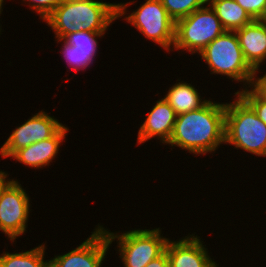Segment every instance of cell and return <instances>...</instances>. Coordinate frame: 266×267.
Wrapping results in <instances>:
<instances>
[{
    "label": "cell",
    "mask_w": 266,
    "mask_h": 267,
    "mask_svg": "<svg viewBox=\"0 0 266 267\" xmlns=\"http://www.w3.org/2000/svg\"><path fill=\"white\" fill-rule=\"evenodd\" d=\"M225 142V103L208 101L199 109L177 115L168 145L196 155L215 153Z\"/></svg>",
    "instance_id": "6da1fadb"
},
{
    "label": "cell",
    "mask_w": 266,
    "mask_h": 267,
    "mask_svg": "<svg viewBox=\"0 0 266 267\" xmlns=\"http://www.w3.org/2000/svg\"><path fill=\"white\" fill-rule=\"evenodd\" d=\"M129 3H107L101 0H65L44 21L54 31L56 39L77 31L106 33L108 27L126 16ZM128 4V5H127Z\"/></svg>",
    "instance_id": "7a4b0ae2"
},
{
    "label": "cell",
    "mask_w": 266,
    "mask_h": 267,
    "mask_svg": "<svg viewBox=\"0 0 266 267\" xmlns=\"http://www.w3.org/2000/svg\"><path fill=\"white\" fill-rule=\"evenodd\" d=\"M225 103V142L235 149L266 157V124L253 108L237 93Z\"/></svg>",
    "instance_id": "3957f363"
},
{
    "label": "cell",
    "mask_w": 266,
    "mask_h": 267,
    "mask_svg": "<svg viewBox=\"0 0 266 267\" xmlns=\"http://www.w3.org/2000/svg\"><path fill=\"white\" fill-rule=\"evenodd\" d=\"M201 59L208 65L210 74L229 77L237 82L252 85L257 72L248 64L241 50L235 31H225L200 53ZM245 85V86H244Z\"/></svg>",
    "instance_id": "277c9868"
},
{
    "label": "cell",
    "mask_w": 266,
    "mask_h": 267,
    "mask_svg": "<svg viewBox=\"0 0 266 267\" xmlns=\"http://www.w3.org/2000/svg\"><path fill=\"white\" fill-rule=\"evenodd\" d=\"M99 226L105 231L110 244L115 239L118 242L117 251L124 267H146L150 261L165 252L169 240L163 236L160 228L151 230L139 228L118 234L105 229L102 225Z\"/></svg>",
    "instance_id": "5b68a950"
},
{
    "label": "cell",
    "mask_w": 266,
    "mask_h": 267,
    "mask_svg": "<svg viewBox=\"0 0 266 267\" xmlns=\"http://www.w3.org/2000/svg\"><path fill=\"white\" fill-rule=\"evenodd\" d=\"M224 29L214 10L207 5L175 22V41L172 51L183 50L199 54L209 43L223 34ZM194 53V54H193Z\"/></svg>",
    "instance_id": "8992f818"
},
{
    "label": "cell",
    "mask_w": 266,
    "mask_h": 267,
    "mask_svg": "<svg viewBox=\"0 0 266 267\" xmlns=\"http://www.w3.org/2000/svg\"><path fill=\"white\" fill-rule=\"evenodd\" d=\"M146 39L158 44L168 53L175 41V22L168 15L161 0H145L138 9L124 18Z\"/></svg>",
    "instance_id": "52a82bcc"
},
{
    "label": "cell",
    "mask_w": 266,
    "mask_h": 267,
    "mask_svg": "<svg viewBox=\"0 0 266 267\" xmlns=\"http://www.w3.org/2000/svg\"><path fill=\"white\" fill-rule=\"evenodd\" d=\"M29 199L16 179H10L0 190V231L11 242L26 232L31 211Z\"/></svg>",
    "instance_id": "ba28073f"
},
{
    "label": "cell",
    "mask_w": 266,
    "mask_h": 267,
    "mask_svg": "<svg viewBox=\"0 0 266 267\" xmlns=\"http://www.w3.org/2000/svg\"><path fill=\"white\" fill-rule=\"evenodd\" d=\"M25 121L22 125L15 127L3 143L0 148L1 157L11 158L17 150L52 137L63 126L58 119L43 110Z\"/></svg>",
    "instance_id": "9c48e42d"
},
{
    "label": "cell",
    "mask_w": 266,
    "mask_h": 267,
    "mask_svg": "<svg viewBox=\"0 0 266 267\" xmlns=\"http://www.w3.org/2000/svg\"><path fill=\"white\" fill-rule=\"evenodd\" d=\"M110 245L105 231L98 224L75 249L51 258L49 267H101Z\"/></svg>",
    "instance_id": "30bf717a"
},
{
    "label": "cell",
    "mask_w": 266,
    "mask_h": 267,
    "mask_svg": "<svg viewBox=\"0 0 266 267\" xmlns=\"http://www.w3.org/2000/svg\"><path fill=\"white\" fill-rule=\"evenodd\" d=\"M202 242L195 234H188L177 241L169 239L165 249L169 267H219Z\"/></svg>",
    "instance_id": "8fae6325"
},
{
    "label": "cell",
    "mask_w": 266,
    "mask_h": 267,
    "mask_svg": "<svg viewBox=\"0 0 266 267\" xmlns=\"http://www.w3.org/2000/svg\"><path fill=\"white\" fill-rule=\"evenodd\" d=\"M105 33L77 31L66 35L62 40L57 39V43L63 42L60 53L65 57L71 69L77 71L86 70L92 65L98 48V39Z\"/></svg>",
    "instance_id": "7c38bea8"
},
{
    "label": "cell",
    "mask_w": 266,
    "mask_h": 267,
    "mask_svg": "<svg viewBox=\"0 0 266 267\" xmlns=\"http://www.w3.org/2000/svg\"><path fill=\"white\" fill-rule=\"evenodd\" d=\"M155 103L140 126L136 143L138 145L156 137L161 143L167 145L171 138L177 114L165 98Z\"/></svg>",
    "instance_id": "4fadbf2b"
},
{
    "label": "cell",
    "mask_w": 266,
    "mask_h": 267,
    "mask_svg": "<svg viewBox=\"0 0 266 267\" xmlns=\"http://www.w3.org/2000/svg\"><path fill=\"white\" fill-rule=\"evenodd\" d=\"M69 128L63 125L52 137L35 142L17 150L11 157L16 162L32 168L49 166L59 152V147L68 133Z\"/></svg>",
    "instance_id": "5bb4252c"
},
{
    "label": "cell",
    "mask_w": 266,
    "mask_h": 267,
    "mask_svg": "<svg viewBox=\"0 0 266 267\" xmlns=\"http://www.w3.org/2000/svg\"><path fill=\"white\" fill-rule=\"evenodd\" d=\"M235 32L245 60L256 72H260L259 68L266 60V22L254 20Z\"/></svg>",
    "instance_id": "9a60e30c"
},
{
    "label": "cell",
    "mask_w": 266,
    "mask_h": 267,
    "mask_svg": "<svg viewBox=\"0 0 266 267\" xmlns=\"http://www.w3.org/2000/svg\"><path fill=\"white\" fill-rule=\"evenodd\" d=\"M164 96L177 115L199 109L208 100L201 99L198 90L190 83L176 82Z\"/></svg>",
    "instance_id": "2e32d148"
},
{
    "label": "cell",
    "mask_w": 266,
    "mask_h": 267,
    "mask_svg": "<svg viewBox=\"0 0 266 267\" xmlns=\"http://www.w3.org/2000/svg\"><path fill=\"white\" fill-rule=\"evenodd\" d=\"M226 31H236L254 19L235 0H208Z\"/></svg>",
    "instance_id": "e0dca14e"
},
{
    "label": "cell",
    "mask_w": 266,
    "mask_h": 267,
    "mask_svg": "<svg viewBox=\"0 0 266 267\" xmlns=\"http://www.w3.org/2000/svg\"><path fill=\"white\" fill-rule=\"evenodd\" d=\"M45 244L20 253L4 252L0 255V267H49V260H44Z\"/></svg>",
    "instance_id": "ac0fdd59"
},
{
    "label": "cell",
    "mask_w": 266,
    "mask_h": 267,
    "mask_svg": "<svg viewBox=\"0 0 266 267\" xmlns=\"http://www.w3.org/2000/svg\"><path fill=\"white\" fill-rule=\"evenodd\" d=\"M161 2L168 15L176 22L205 6L208 0H161Z\"/></svg>",
    "instance_id": "d6986e66"
},
{
    "label": "cell",
    "mask_w": 266,
    "mask_h": 267,
    "mask_svg": "<svg viewBox=\"0 0 266 267\" xmlns=\"http://www.w3.org/2000/svg\"><path fill=\"white\" fill-rule=\"evenodd\" d=\"M237 93L253 108L259 119L266 124V100L252 86H246L241 91L237 90Z\"/></svg>",
    "instance_id": "ffe728a7"
},
{
    "label": "cell",
    "mask_w": 266,
    "mask_h": 267,
    "mask_svg": "<svg viewBox=\"0 0 266 267\" xmlns=\"http://www.w3.org/2000/svg\"><path fill=\"white\" fill-rule=\"evenodd\" d=\"M29 2V8L40 15L42 22L65 0H23ZM32 3V4H31Z\"/></svg>",
    "instance_id": "44dd1931"
},
{
    "label": "cell",
    "mask_w": 266,
    "mask_h": 267,
    "mask_svg": "<svg viewBox=\"0 0 266 267\" xmlns=\"http://www.w3.org/2000/svg\"><path fill=\"white\" fill-rule=\"evenodd\" d=\"M254 20L266 15V0H235Z\"/></svg>",
    "instance_id": "7402d4cb"
},
{
    "label": "cell",
    "mask_w": 266,
    "mask_h": 267,
    "mask_svg": "<svg viewBox=\"0 0 266 267\" xmlns=\"http://www.w3.org/2000/svg\"><path fill=\"white\" fill-rule=\"evenodd\" d=\"M258 77L255 76L251 86L266 100V73Z\"/></svg>",
    "instance_id": "603a6c76"
},
{
    "label": "cell",
    "mask_w": 266,
    "mask_h": 267,
    "mask_svg": "<svg viewBox=\"0 0 266 267\" xmlns=\"http://www.w3.org/2000/svg\"><path fill=\"white\" fill-rule=\"evenodd\" d=\"M146 267H169V260L166 251L158 258L150 261Z\"/></svg>",
    "instance_id": "cb8c5ba5"
},
{
    "label": "cell",
    "mask_w": 266,
    "mask_h": 267,
    "mask_svg": "<svg viewBox=\"0 0 266 267\" xmlns=\"http://www.w3.org/2000/svg\"><path fill=\"white\" fill-rule=\"evenodd\" d=\"M8 176H9V174L6 172L5 173V171H0V190L4 187V185L10 180V178L9 179H7L8 178ZM7 179V180H6Z\"/></svg>",
    "instance_id": "d4e9b609"
},
{
    "label": "cell",
    "mask_w": 266,
    "mask_h": 267,
    "mask_svg": "<svg viewBox=\"0 0 266 267\" xmlns=\"http://www.w3.org/2000/svg\"><path fill=\"white\" fill-rule=\"evenodd\" d=\"M4 2V0H0V12H2L3 11V9H2V7H3V3Z\"/></svg>",
    "instance_id": "484cf974"
}]
</instances>
